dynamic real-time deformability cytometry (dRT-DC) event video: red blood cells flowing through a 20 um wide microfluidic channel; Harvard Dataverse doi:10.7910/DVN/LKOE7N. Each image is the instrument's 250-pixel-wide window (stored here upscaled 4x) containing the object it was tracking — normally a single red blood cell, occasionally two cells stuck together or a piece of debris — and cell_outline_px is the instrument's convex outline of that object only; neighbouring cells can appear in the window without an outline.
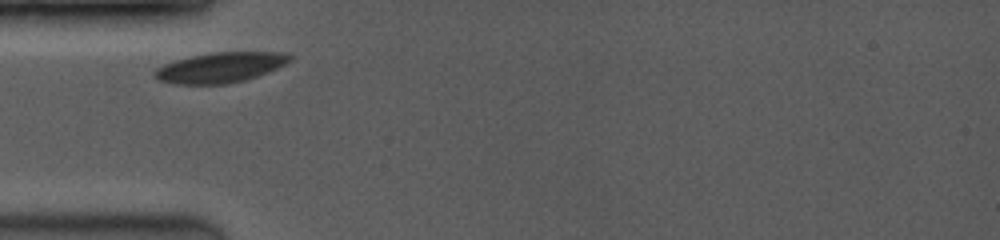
{"species": "common noctule bat (a hibernating species)", "species_latin": "Nyctalus noctula", "temperature_condition": "room temperature", "stored_images_in_passage": 3, "camera_frame_rate_fps": 3500, "um_per_image_px": 0.085, "animal": {"sex": "female", "body_mass_g": 19.0, "forearm_length_mm": 53.3}, "frame": {"image": 1, "passage_image": 1, "time_ms": 0.0, "image_size_px": [1000, 240], "cell_outline_px": [[292, 60], [268, 72], [244, 80], [224, 84], [176, 84], [160, 80], [152, 76], [152, 72], [156, 68], [164, 64], [176, 60], [192, 56], [212, 52], [288, 52], [292, 56]], "centroid_in_image_um": [18.72, 5.73], "position_along_channel_um": 66.3, "area_um2": 23.76}}
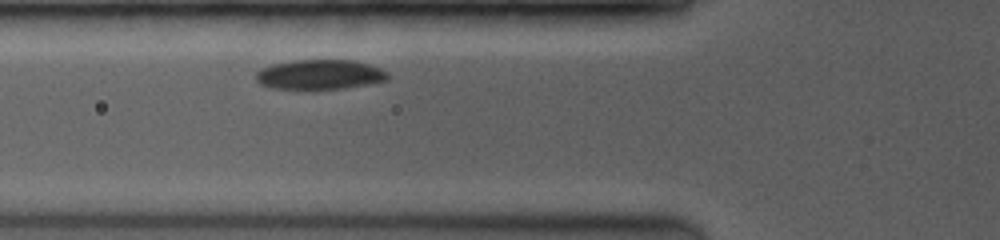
{"frame": {"image": 2, "passage_image": 3, "time_ms": 0.857, "image_size_px": [1000, 240], "cell_outline_px": [[388, 80], [344, 88], [312, 92], [272, 88], [260, 84], [256, 80], [256, 72], [260, 68], [272, 64], [292, 60], [352, 60], [368, 64], [380, 68], [388, 72]], "centroid_in_image_um": [27.12, 6.37], "position_along_channel_um": 98.7, "area_um2": 23.7}}